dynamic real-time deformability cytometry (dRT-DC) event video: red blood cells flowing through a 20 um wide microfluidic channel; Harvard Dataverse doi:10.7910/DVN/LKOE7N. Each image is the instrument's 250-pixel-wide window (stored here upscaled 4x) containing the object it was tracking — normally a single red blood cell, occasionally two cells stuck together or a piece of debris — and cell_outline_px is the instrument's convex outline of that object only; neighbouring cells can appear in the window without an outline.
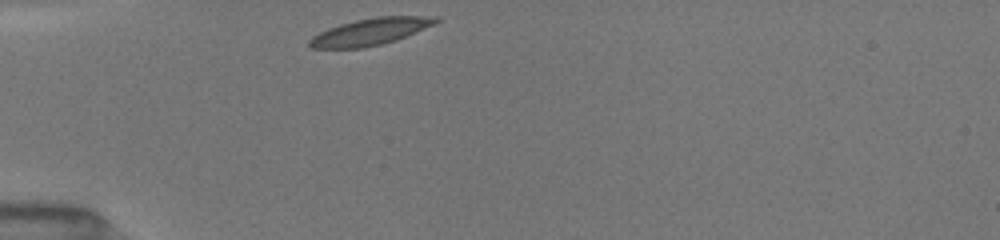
{"species": "common noctule bat (a hibernating species)", "species_latin": "Nyctalus noctula", "temperature_condition": "room temperature", "stored_images_in_passage": 26, "camera_frame_rate_fps": 3000, "um_per_image_px": 0.085, "animal": {"sex": "female", "body_mass_g": 19.5, "forearm_length_mm": 54.1}, "frame": {"image": 1, "passage_image": 1, "time_ms": 0.0, "image_size_px": [1000, 240], "cell_outline_px": [[440, 20], [436, 24], [396, 40], [364, 48], [312, 48], [308, 44], [308, 40], [312, 36], [328, 28], [340, 24], [356, 20], [376, 16], [440, 16]], "centroid_in_image_um": [31.51, 2.68], "position_along_channel_um": 53.5, "area_um2": 19.83}}
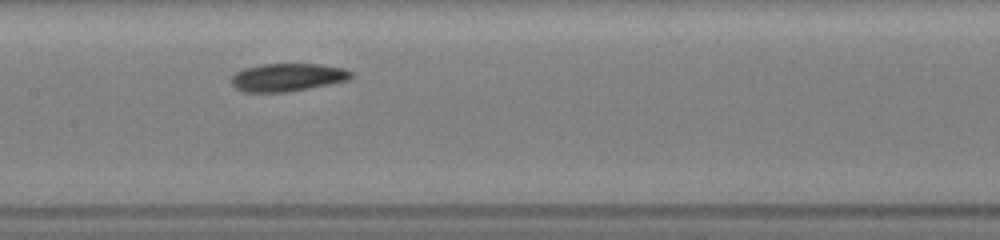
{"frame": {"image": 2, "passage_image": 10, "time_ms": 3.667, "image_size_px": [1000, 240], "cell_outline_px": [[352, 76], [348, 80], [288, 92], [244, 92], [236, 88], [232, 84], [232, 76], [236, 72], [244, 68], [260, 64], [320, 64], [344, 68], [352, 72]], "centroid_in_image_um": [24.42, 6.57], "position_along_channel_um": 183.0, "area_um2": 19.42}}
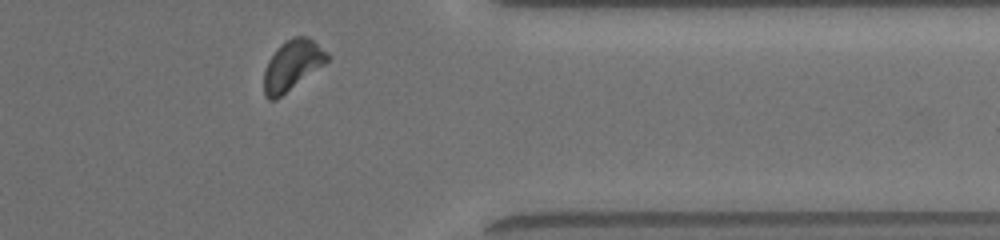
{"frame": {"image": 3, "passage_image": 23, "time_ms": 9.0, "image_size_px": [1000, 240], "cell_outline_px": [[332, 56], [324, 64], [276, 100], [268, 100], [264, 96], [264, 72], [268, 60], [276, 48], [280, 44], [292, 36], [308, 36], [328, 52]], "centroid_in_image_um": [24.84, 5.53], "position_along_channel_um": 386.6, "area_um2": 18.61}, "authors_computed_cell_mechanics": {"area_um2": 19.0451, "velocity_mm_per_s": 3.9825, "shape_relaxation_time_tau1_ms": 2.4605, "shape_relaxation_time_tau2_ms": 5.3829, "deformation_change_tau1": 0.0904, "deformation_change_tau2": 0.1098}}